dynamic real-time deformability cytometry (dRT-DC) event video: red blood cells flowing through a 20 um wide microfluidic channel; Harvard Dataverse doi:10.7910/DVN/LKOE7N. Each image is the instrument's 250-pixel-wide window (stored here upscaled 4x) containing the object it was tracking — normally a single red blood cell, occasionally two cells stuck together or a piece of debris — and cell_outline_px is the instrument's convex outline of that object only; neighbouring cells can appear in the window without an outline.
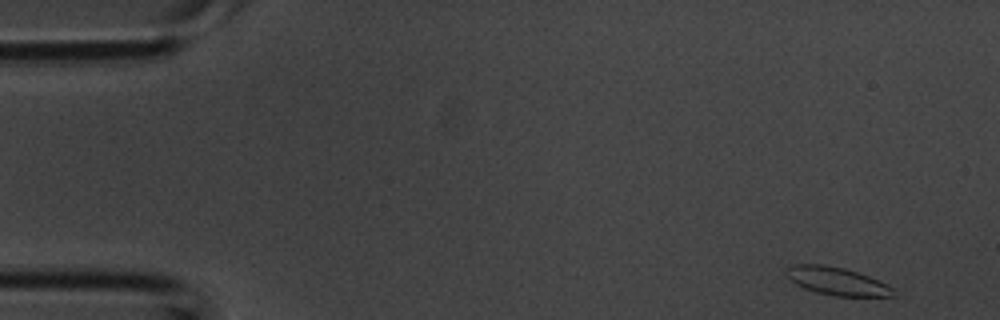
{"species": "common noctule bat (a hibernating species)", "species_latin": "Nyctalus noctula", "temperature_condition": "room temperature", "stored_images_in_passage": 4, "camera_frame_rate_fps": 3000, "um_per_image_px": 0.085, "animal": {"sex": "male", "body_mass_g": 20.1, "forearm_length_mm": 53.5}, "frame": {"image": 1, "passage_image": 1, "time_ms": 0.0, "image_size_px": [1000, 320], "cell_outline_px": [[892, 296], [832, 296], [816, 292], [804, 288], [796, 284], [784, 276], [784, 268], [788, 264], [824, 264], [844, 268], [868, 276], [888, 284], [892, 288]], "centroid_in_image_um": [71.02, 23.87], "position_along_channel_um": 14.0, "area_um2": 17.57}}